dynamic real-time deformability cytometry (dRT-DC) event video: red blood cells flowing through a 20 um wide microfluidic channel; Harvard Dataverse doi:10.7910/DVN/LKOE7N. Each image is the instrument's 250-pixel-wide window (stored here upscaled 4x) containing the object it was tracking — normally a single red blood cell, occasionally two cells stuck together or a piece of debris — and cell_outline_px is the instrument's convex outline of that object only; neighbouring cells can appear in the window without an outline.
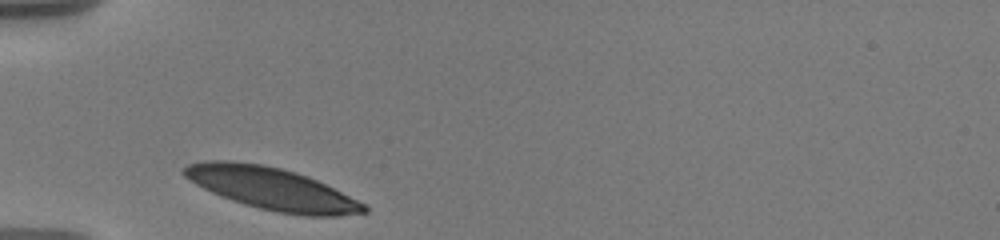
{"species": "human", "species_latin": "Homo sapiens", "temperature_condition": "warm", "stored_images_in_passage": 2, "camera_frame_rate_fps": 3000, "um_per_image_px": 0.085, "donor": {"sex": "male"}, "frame": {"image": 1, "passage_image": 1, "time_ms": 0.0, "image_size_px": [1000, 240], "cell_outline_px": [[368, 212], [336, 216], [304, 216], [276, 212], [244, 204], [220, 196], [196, 184], [184, 176], [180, 172], [180, 168], [188, 164], [208, 160], [232, 160], [264, 164], [296, 172], [316, 180], [364, 204], [368, 208]], "centroid_in_image_um": [23.03, 16.02], "position_along_channel_um": 62.0, "area_um2": 44.04}}